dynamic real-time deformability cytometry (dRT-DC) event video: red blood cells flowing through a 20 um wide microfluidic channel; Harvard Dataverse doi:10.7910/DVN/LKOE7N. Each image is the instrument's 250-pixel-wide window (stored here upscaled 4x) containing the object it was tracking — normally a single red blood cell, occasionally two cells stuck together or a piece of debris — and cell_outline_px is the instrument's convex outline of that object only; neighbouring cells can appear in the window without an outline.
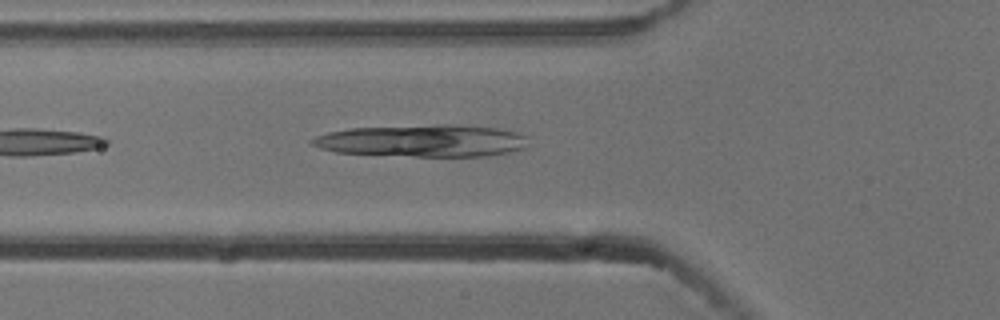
{"species": "common noctule bat (a hibernating species)", "species_latin": "Nyctalus noctula", "temperature_condition": "cold", "stored_images_in_passage": 5, "camera_frame_rate_fps": 3000, "um_per_image_px": 0.085, "animal": {"sex": "male", "body_mass_g": 13.3}, "frame": {"image": 1, "passage_image": 5, "time_ms": 1.333, "image_size_px": [1000, 320], "cell_outline_px": [[528, 136], [524, 148], [508, 152], [484, 156], [416, 156], [336, 152], [320, 148], [308, 144], [308, 140], [316, 136], [328, 132], [348, 128], [440, 124], [456, 124], [500, 128], [516, 132]], "centroid_in_image_um": [35.89, 11.95], "position_along_channel_um": 89.9, "area_um2": 40.63}}